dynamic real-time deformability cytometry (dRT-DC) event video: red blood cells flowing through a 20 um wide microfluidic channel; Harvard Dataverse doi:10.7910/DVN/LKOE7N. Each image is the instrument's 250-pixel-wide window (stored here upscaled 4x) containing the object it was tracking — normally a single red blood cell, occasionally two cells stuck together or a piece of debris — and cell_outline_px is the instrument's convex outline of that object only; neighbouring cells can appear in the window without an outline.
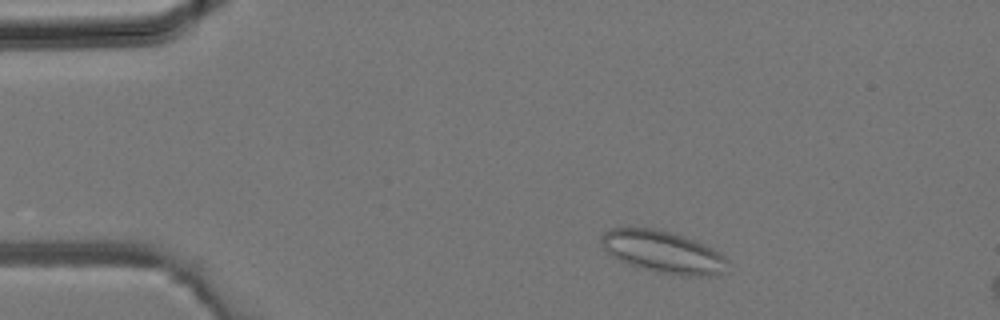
{"species": "common noctule bat (a hibernating species)", "species_latin": "Nyctalus noctula", "temperature_condition": "room temperature", "stored_images_in_passage": 34, "camera_frame_rate_fps": 3000, "um_per_image_px": 0.085, "animal": {"sex": "male", "body_mass_g": 19.2, "forearm_length_mm": 51.8}, "frame": {"image": 1, "passage_image": 4, "time_ms": 1.0, "image_size_px": [1000, 320], "cell_outline_px": [[728, 260], [720, 272], [708, 276], [680, 276], [660, 272], [644, 268], [620, 260], [608, 252], [604, 248], [600, 240], [600, 236], [604, 232], [612, 228], [652, 228], [672, 232], [696, 240], [720, 252]], "centroid_in_image_um": [56.35, 21.39], "position_along_channel_um": 28.6, "area_um2": 30.46}}
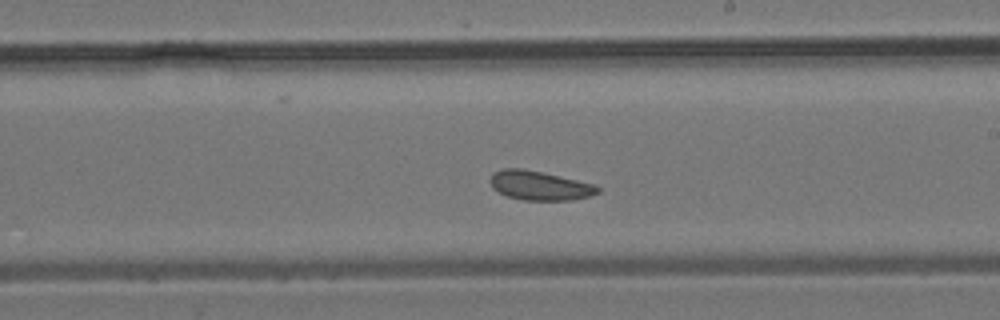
{"frame": {"image": 2, "passage_image": 19, "time_ms": 6.0, "image_size_px": [1000, 320], "cell_outline_px": [[600, 192], [588, 196], [572, 200], [524, 200], [508, 196], [492, 188], [488, 180], [492, 172], [504, 168], [524, 168], [544, 172], [596, 184], [600, 188]], "centroid_in_image_um": [45.86, 15.75], "position_along_channel_um": 243.1, "area_um2": 18.55}}
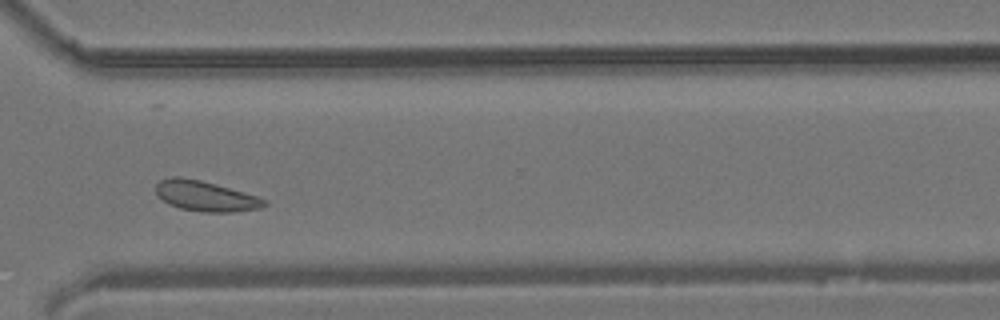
{"frame": {"image": 3, "passage_image": 25, "time_ms": 8.0, "image_size_px": [1000, 320], "cell_outline_px": [[268, 204], [260, 208], [232, 212], [200, 212], [180, 208], [168, 204], [156, 192], [156, 184], [160, 180], [172, 176], [180, 176], [200, 180], [256, 196], [268, 200]], "centroid_in_image_um": [17.46, 16.67], "position_along_channel_um": 353.1, "area_um2": 18.96}}